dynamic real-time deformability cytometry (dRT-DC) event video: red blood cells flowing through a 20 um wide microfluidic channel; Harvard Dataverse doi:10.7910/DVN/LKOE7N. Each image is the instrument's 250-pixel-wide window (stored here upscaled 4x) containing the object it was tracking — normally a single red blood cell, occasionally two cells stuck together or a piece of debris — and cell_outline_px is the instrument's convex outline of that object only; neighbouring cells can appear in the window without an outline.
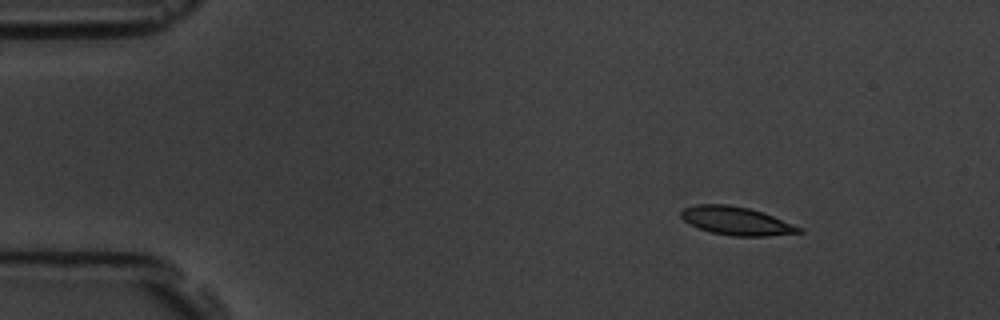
{"species": "common noctule bat (a hibernating species)", "species_latin": "Nyctalus noctula", "temperature_condition": "room temperature", "stored_images_in_passage": 5, "camera_frame_rate_fps": 3000, "um_per_image_px": 0.085, "animal": {"sex": "male", "body_mass_g": 19.5, "forearm_length_mm": 54.6}, "frame": {"image": 1, "passage_image": 2, "time_ms": 1.0, "image_size_px": [1000, 320], "cell_outline_px": [[804, 232], [768, 236], [736, 236], [712, 232], [700, 228], [684, 220], [680, 216], [680, 212], [684, 208], [696, 204], [728, 204], [748, 208], [764, 212], [804, 228]], "centroid_in_image_um": [62.64, 18.77], "position_along_channel_um": 22.4, "area_um2": 19.42}}
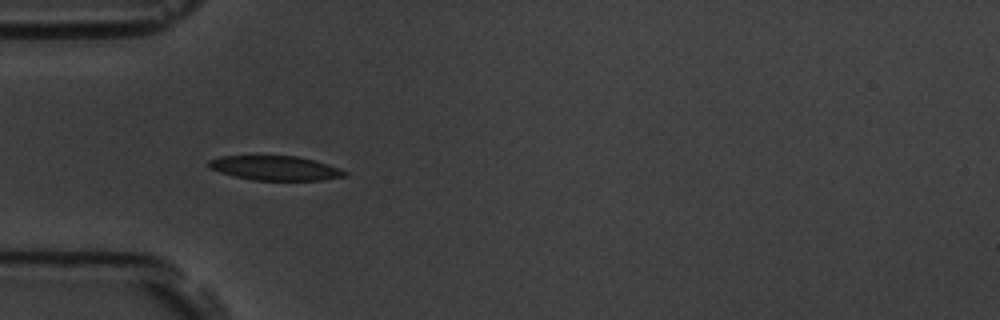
{"frame": {"image": 2, "passage_image": 4, "time_ms": 4.333, "image_size_px": [1000, 320], "cell_outline_px": [[348, 172], [344, 176], [320, 180], [252, 180], [220, 172], [208, 168], [208, 160], [220, 156], [300, 156], [328, 164], [340, 168]], "centroid_in_image_um": [23.38, 14.28], "position_along_channel_um": 61.6, "area_um2": 19.31}}
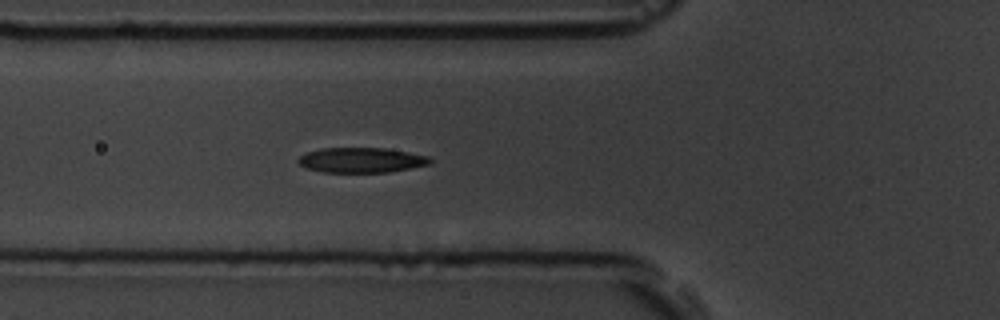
{"frame": {"image": 3, "passage_image": 5, "time_ms": 5.333, "image_size_px": [1000, 320], "cell_outline_px": [[432, 164], [388, 172], [324, 172], [304, 168], [296, 160], [300, 156], [308, 152], [320, 148], [384, 148], [408, 152], [428, 156], [432, 160]], "centroid_in_image_um": [30.71, 13.61], "position_along_channel_um": 95.1, "area_um2": 19.25}}